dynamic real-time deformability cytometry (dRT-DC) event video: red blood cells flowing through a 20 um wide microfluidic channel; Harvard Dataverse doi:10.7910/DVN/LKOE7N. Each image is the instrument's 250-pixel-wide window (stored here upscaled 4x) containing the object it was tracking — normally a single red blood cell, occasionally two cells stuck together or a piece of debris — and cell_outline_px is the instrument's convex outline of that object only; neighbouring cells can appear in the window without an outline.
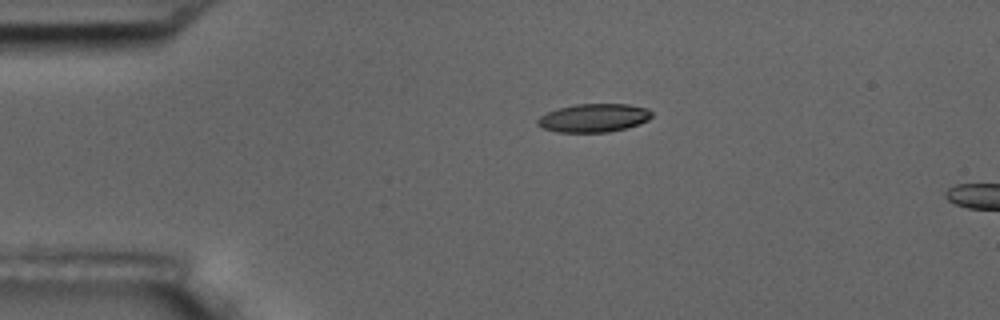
{"species": "common noctule bat (a hibernating species)", "species_latin": "Nyctalus noctula", "temperature_condition": "room temperature", "stored_images_in_passage": 2, "camera_frame_rate_fps": 3000, "um_per_image_px": 0.085, "animal": {"sex": "male", "body_mass_g": 17.5, "forearm_length_mm": 52.3}, "frame": {"image": 1, "passage_image": 1, "time_ms": 0.0, "image_size_px": [1000, 320], "cell_outline_px": [[652, 116], [648, 120], [640, 124], [608, 132], [556, 132], [540, 128], [536, 124], [536, 120], [540, 116], [548, 112], [560, 108], [576, 104], [628, 104], [648, 108], [652, 112]], "centroid_in_image_um": [50.46, 10.02], "position_along_channel_um": 34.5, "area_um2": 18.96}}